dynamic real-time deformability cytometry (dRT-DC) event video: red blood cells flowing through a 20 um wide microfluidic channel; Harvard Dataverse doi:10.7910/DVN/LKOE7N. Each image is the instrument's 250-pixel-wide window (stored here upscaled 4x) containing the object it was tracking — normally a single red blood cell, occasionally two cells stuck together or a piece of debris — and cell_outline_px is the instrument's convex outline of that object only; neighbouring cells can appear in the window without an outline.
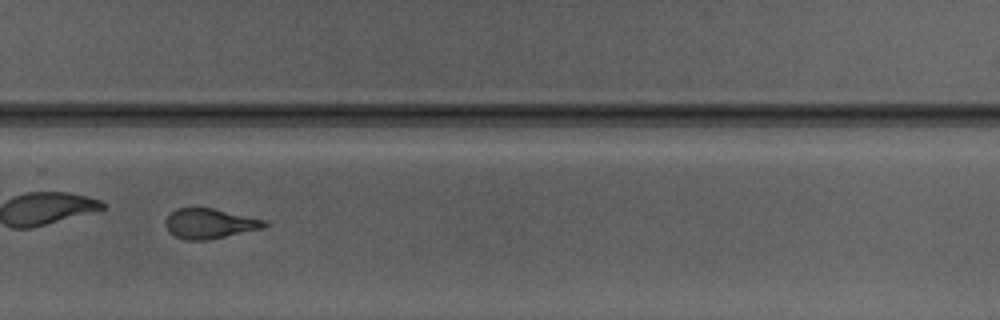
{"species": "Egyptian fruit bat (a non-hibernating species)", "species_latin": "Rousettus aegyptiacus", "temperature_condition": "warm", "stored_images_in_passage": 48, "camera_frame_rate_fps": 3000, "um_per_image_px": 0.085, "animal": {"sex": "male"}, "frame": {"image": 1, "passage_image": 35, "time_ms": 11.333, "image_size_px": [1000, 320], "cell_outline_px": [[268, 224], [264, 228], [208, 240], [188, 240], [176, 236], [168, 232], [164, 224], [164, 220], [176, 208], [212, 208], [264, 220]], "centroid_in_image_um": [17.78, 19.01], "position_along_channel_um": 312.0, "area_um2": 17.17}}